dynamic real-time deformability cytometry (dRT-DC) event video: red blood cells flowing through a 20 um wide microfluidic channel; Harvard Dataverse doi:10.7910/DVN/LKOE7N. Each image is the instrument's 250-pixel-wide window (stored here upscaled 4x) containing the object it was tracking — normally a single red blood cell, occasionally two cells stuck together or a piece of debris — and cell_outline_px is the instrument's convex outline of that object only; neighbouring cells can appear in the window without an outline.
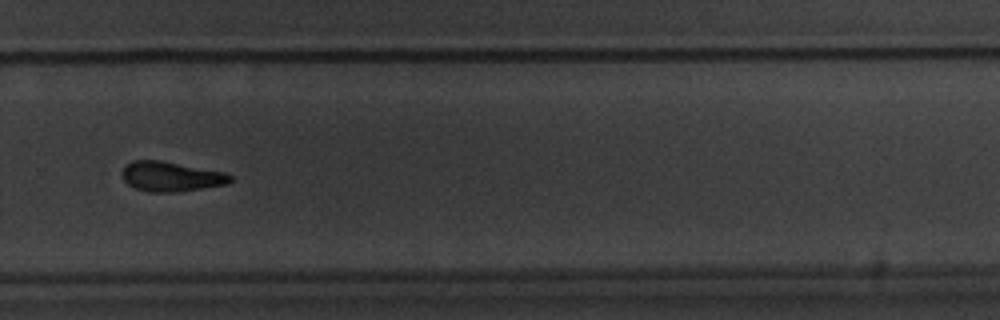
{"species": "common noctule bat (a hibernating species)", "species_latin": "Nyctalus noctula", "temperature_condition": "warm", "stored_images_in_passage": 14, "camera_frame_rate_fps": 3000, "um_per_image_px": 0.085, "animal": {"sex": "male", "body_mass_g": 20.1, "forearm_length_mm": 53.5}, "frame": {"image": 1, "passage_image": 10, "time_ms": 11.667, "image_size_px": [1000, 320], "cell_outline_px": [[232, 180], [228, 184], [176, 192], [152, 192], [136, 188], [128, 184], [124, 180], [120, 172], [132, 160], [160, 160], [224, 172], [232, 176]], "centroid_in_image_um": [14.53, 15.0], "position_along_channel_um": 315.3, "area_um2": 18.67}}
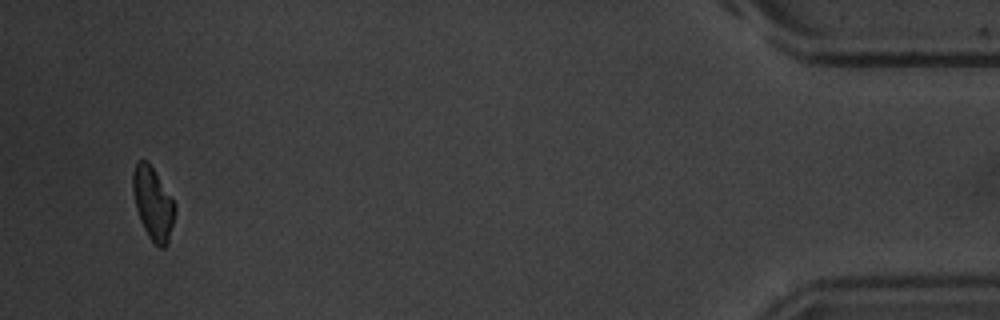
{"frame": {"image": 2, "passage_image": 14, "time_ms": 17.0, "image_size_px": [1000, 320], "cell_outline_px": [[176, 212], [168, 244], [164, 248], [160, 248], [148, 236], [140, 220], [136, 208], [132, 192], [132, 172], [136, 164], [140, 160], [148, 160], [176, 204]], "centroid_in_image_um": [13.01, 17.29], "position_along_channel_um": 422.2, "area_um2": 17.98}, "authors_computed_cell_mechanics": {"area_um2": 18.8428, "velocity_mm_per_s": 3.3761, "shape_relaxation_time_tau1_ms": 2.8227, "shape_relaxation_time_tau2_ms": 6.7346, "deformation_change_tau1": 0.1089, "deformation_change_tau2": 0.1486}}